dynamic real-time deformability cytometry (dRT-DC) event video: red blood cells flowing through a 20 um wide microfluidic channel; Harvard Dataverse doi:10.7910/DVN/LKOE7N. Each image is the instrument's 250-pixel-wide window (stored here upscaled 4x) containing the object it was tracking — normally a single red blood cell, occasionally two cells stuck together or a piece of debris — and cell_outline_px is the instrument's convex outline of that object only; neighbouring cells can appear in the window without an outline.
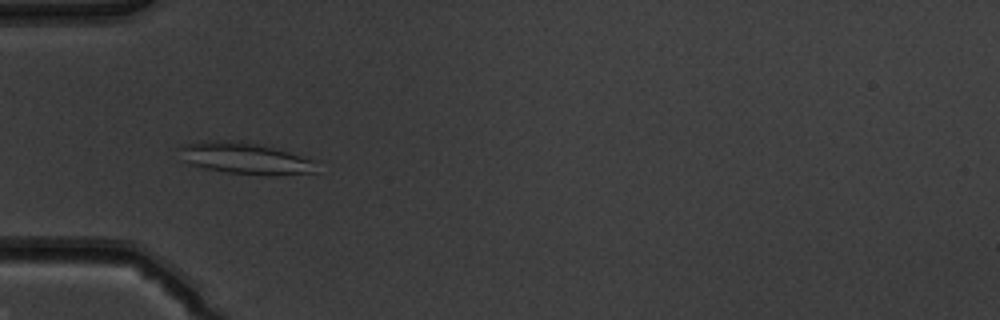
{"species": "common noctule bat (a hibernating species)", "species_latin": "Nyctalus noctula", "temperature_condition": "warm", "stored_images_in_passage": 51, "camera_frame_rate_fps": 3000, "um_per_image_px": 0.085, "animal": {"sex": "male", "body_mass_g": 19.5, "forearm_length_mm": 54.6}, "frame": {"image": 1, "passage_image": 17, "time_ms": 5.333, "image_size_px": [1000, 320], "cell_outline_px": [[320, 172], [276, 176], [268, 176], [228, 172], [204, 168], [188, 164], [184, 160], [176, 148], [180, 144], [200, 140], [244, 140], [260, 144], [320, 160]], "centroid_in_image_um": [20.92, 13.45], "position_along_channel_um": 64.1, "area_um2": 26.47}}
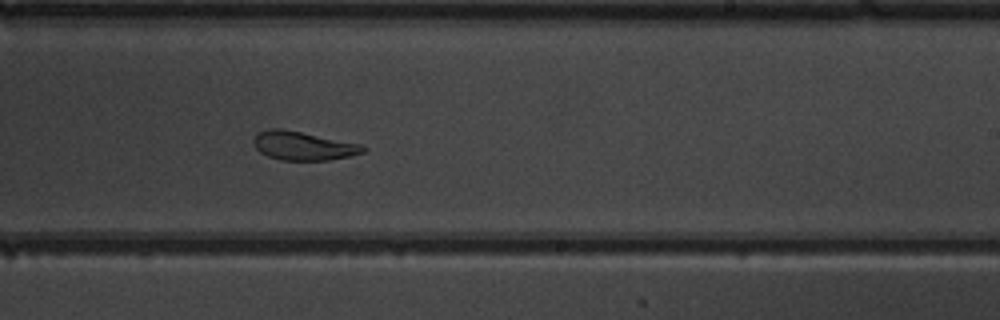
{"frame": {"image": 2, "passage_image": 32, "time_ms": 10.333, "image_size_px": [1000, 320], "cell_outline_px": [[368, 148], [364, 152], [352, 156], [328, 160], [280, 160], [268, 156], [260, 152], [252, 144], [252, 140], [256, 132], [268, 128], [280, 128], [364, 144]], "centroid_in_image_um": [25.77, 12.39], "position_along_channel_um": 263.2, "area_um2": 18.67}}
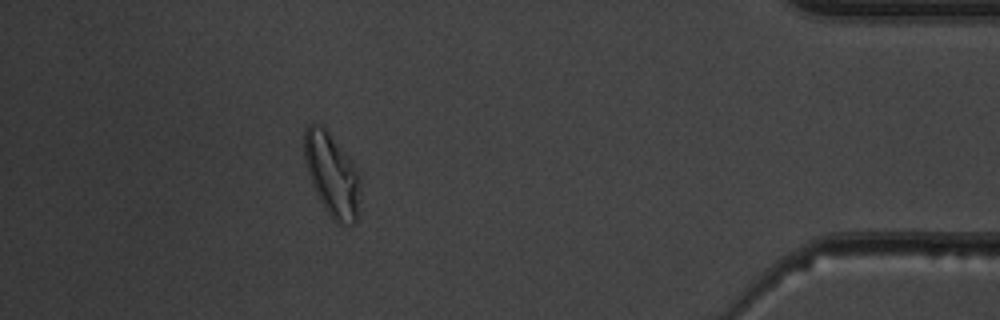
{"frame": {"image": 3, "passage_image": 46, "time_ms": 15.0, "image_size_px": [1000, 320], "cell_outline_px": [[360, 184], [356, 220], [352, 224], [336, 224], [324, 208], [312, 184], [304, 160], [304, 128], [308, 124], [316, 124], [324, 128], [328, 132], [352, 160], [360, 176]], "centroid_in_image_um": [28.21, 14.84], "position_along_channel_um": 407.0, "area_um2": 26.93}, "authors_computed_cell_mechanics": {"area_um2": 24.1026, "velocity_mm_per_s": 4.0362, "shape_relaxation_time_tau1_ms": null, "shape_relaxation_time_tau2_ms": 2.7618, "deformation_change_tau1": null, "deformation_change_tau2": 0.0804}}